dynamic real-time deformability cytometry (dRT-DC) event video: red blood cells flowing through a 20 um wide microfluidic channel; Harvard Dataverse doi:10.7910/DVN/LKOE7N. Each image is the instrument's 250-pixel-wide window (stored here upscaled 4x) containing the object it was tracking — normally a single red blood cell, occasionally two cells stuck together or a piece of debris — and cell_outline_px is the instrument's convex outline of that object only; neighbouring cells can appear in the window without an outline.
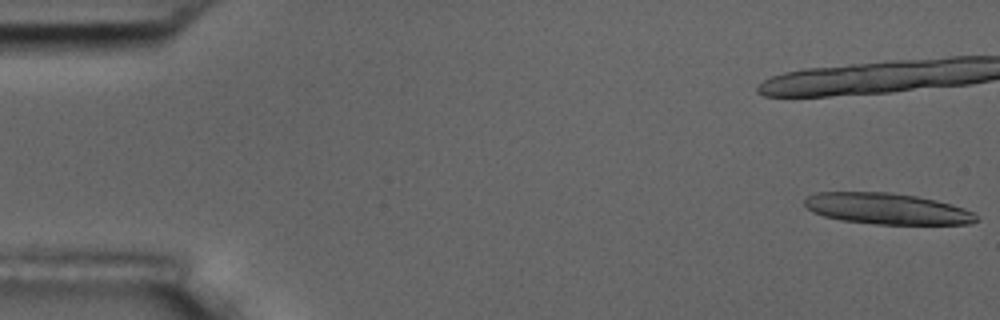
{"species": "common noctule bat (a hibernating species)", "species_latin": "Nyctalus noctula", "temperature_condition": "room temperature", "stored_images_in_passage": 15, "camera_frame_rate_fps": 3000, "um_per_image_px": 0.085, "animal": {"sex": "male", "body_mass_g": 17.5, "forearm_length_mm": 52.3}, "frame": {"image": 1, "passage_image": 1, "time_ms": 0.0, "image_size_px": [1000, 320], "cell_outline_px": [[980, 220], [972, 224], [876, 224], [840, 220], [824, 216], [812, 212], [804, 204], [804, 200], [808, 196], [816, 192], [892, 192], [916, 196], [936, 200], [964, 208], [972, 212]], "centroid_in_image_um": [75.39, 17.74], "position_along_channel_um": 9.6, "area_um2": 31.21}}